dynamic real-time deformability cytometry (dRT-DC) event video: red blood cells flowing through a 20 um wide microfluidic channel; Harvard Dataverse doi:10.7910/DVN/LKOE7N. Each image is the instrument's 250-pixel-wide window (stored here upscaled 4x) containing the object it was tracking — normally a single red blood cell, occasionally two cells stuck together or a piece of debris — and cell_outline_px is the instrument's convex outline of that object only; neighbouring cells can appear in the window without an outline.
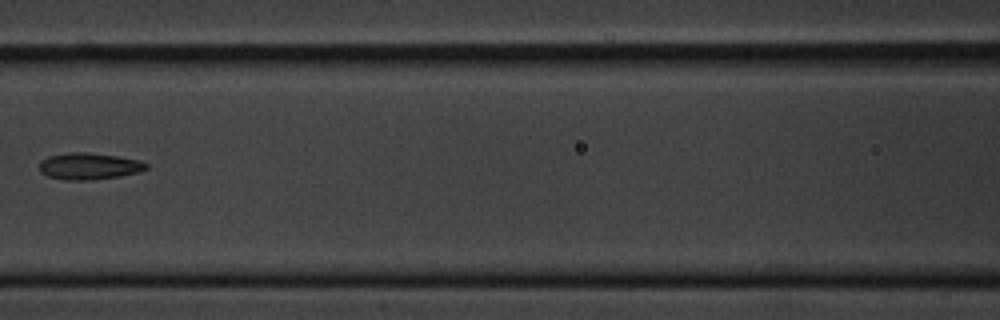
{"species": "common noctule bat (a hibernating species)", "species_latin": "Nyctalus noctula", "temperature_condition": "cold", "stored_images_in_passage": 15, "camera_frame_rate_fps": 3000, "um_per_image_px": 0.085, "animal": {"sex": "male", "body_mass_g": 20.1, "forearm_length_mm": 53.5}, "frame": {"image": 1, "passage_image": 7, "time_ms": 8.0, "image_size_px": [1000, 320], "cell_outline_px": [[148, 168], [140, 172], [120, 176], [92, 180], [64, 180], [48, 176], [40, 172], [40, 160], [48, 156], [72, 152], [84, 152], [116, 156], [136, 160], [148, 164]], "centroid_in_image_um": [7.55, 14.13], "position_along_channel_um": 159.1, "area_um2": 16.53}}
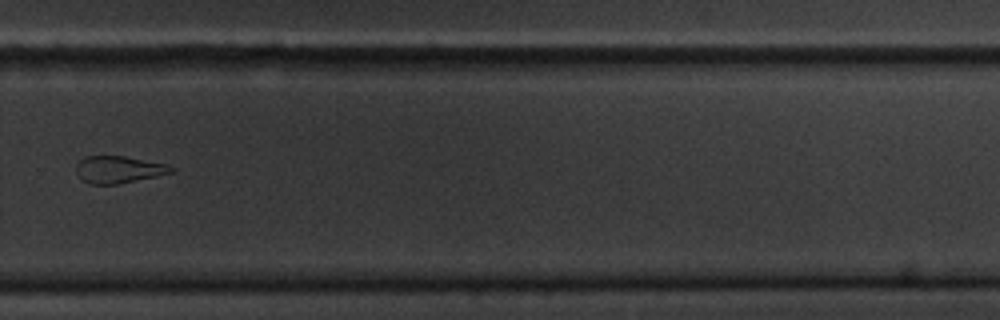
{"frame": {"image": 2, "passage_image": 11, "time_ms": 12.667, "image_size_px": [1000, 320], "cell_outline_px": [[176, 168], [172, 172], [156, 176], [116, 184], [92, 184], [84, 180], [76, 172], [76, 164], [84, 156], [124, 156], [168, 164]], "centroid_in_image_um": [10.09, 14.39], "position_along_channel_um": 319.7, "area_um2": 14.85}}
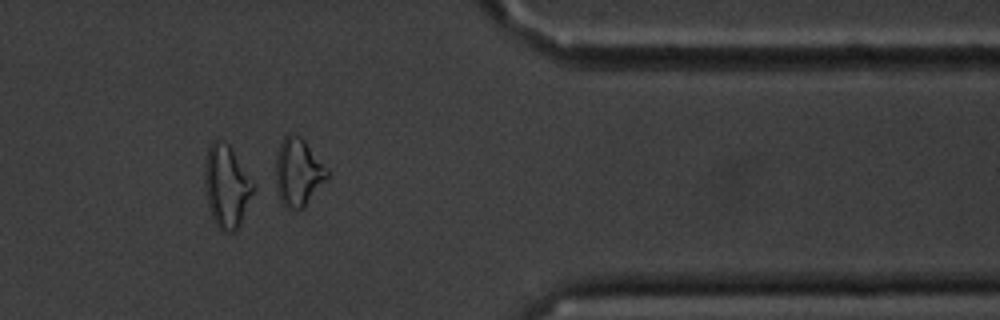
{"frame": {"image": 3, "passage_image": 13, "time_ms": 15.0, "image_size_px": [1000, 320], "cell_outline_px": [[260, 188], [236, 232], [220, 232], [208, 208], [204, 184], [204, 164], [208, 148], [212, 140], [224, 140], [228, 144]], "centroid_in_image_um": [19.33, 15.87], "position_along_channel_um": 392.1, "area_um2": 24.68}, "authors_computed_cell_mechanics": {"area_um2": 17.2822, "velocity_mm_per_s": 3.4562, "shape_relaxation_time_tau1_ms": 9.2621, "shape_relaxation_time_tau2_ms": null, "deformation_change_tau1": 0.1593, "deformation_change_tau2": null}}